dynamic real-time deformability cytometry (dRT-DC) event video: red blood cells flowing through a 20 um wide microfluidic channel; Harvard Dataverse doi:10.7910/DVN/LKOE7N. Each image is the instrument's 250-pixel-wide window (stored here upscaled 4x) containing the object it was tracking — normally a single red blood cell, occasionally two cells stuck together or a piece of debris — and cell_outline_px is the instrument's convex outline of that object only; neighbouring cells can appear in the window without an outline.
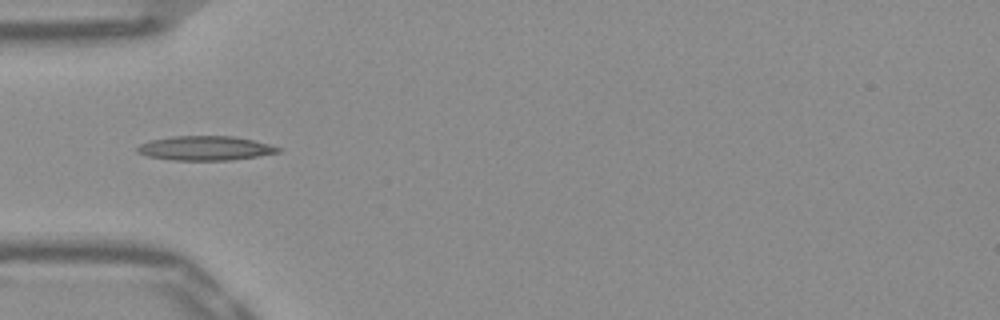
{"species": "Egyptian fruit bat (a non-hibernating species)", "species_latin": "Rousettus aegyptiacus", "temperature_condition": "warm", "stored_images_in_passage": 36, "camera_frame_rate_fps": 3000, "um_per_image_px": 0.085, "frame": {"image": 1, "passage_image": 1, "time_ms": 0.0, "image_size_px": [1000, 320], "cell_outline_px": [[284, 148], [280, 152], [232, 160], [172, 160], [148, 156], [136, 152], [136, 148], [140, 144], [152, 140], [172, 136], [232, 136], [252, 140]], "centroid_in_image_um": [17.45, 12.6], "position_along_channel_um": 67.6, "area_um2": 19.88}}
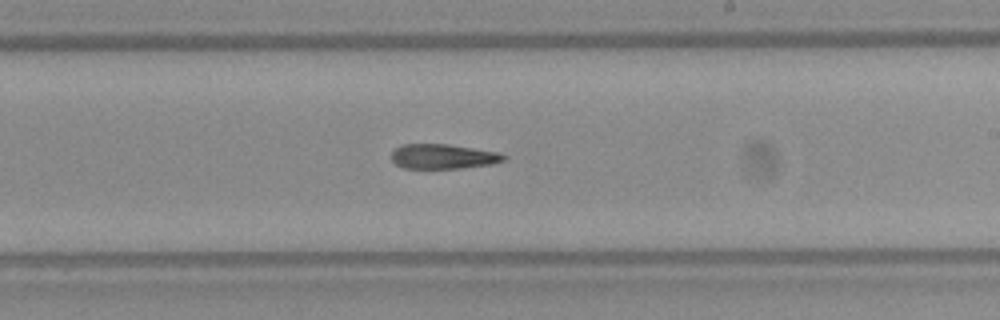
{"frame": {"image": 2, "passage_image": 15, "time_ms": 4.667, "image_size_px": [1000, 320], "cell_outline_px": [[508, 160], [492, 164], [460, 168], [404, 168], [396, 164], [392, 160], [392, 152], [400, 144], [448, 144], [500, 152], [508, 156]], "centroid_in_image_um": [37.72, 13.29], "position_along_channel_um": 251.3, "area_um2": 16.36}}
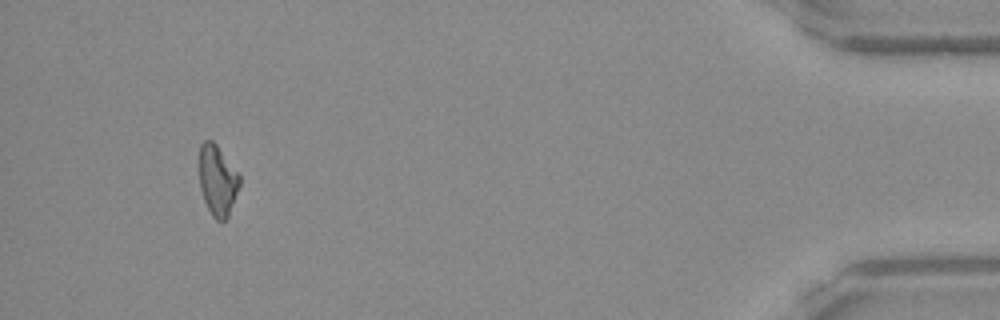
{"frame": {"image": 3, "passage_image": 33, "time_ms": 10.667, "image_size_px": [1000, 320], "cell_outline_px": [[240, 184], [228, 216], [224, 220], [216, 220], [212, 216], [204, 200], [200, 188], [200, 144], [204, 140], [212, 140], [216, 144], [240, 176]], "centroid_in_image_um": [18.48, 15.33], "position_along_channel_um": 416.7, "area_um2": 16.24}}